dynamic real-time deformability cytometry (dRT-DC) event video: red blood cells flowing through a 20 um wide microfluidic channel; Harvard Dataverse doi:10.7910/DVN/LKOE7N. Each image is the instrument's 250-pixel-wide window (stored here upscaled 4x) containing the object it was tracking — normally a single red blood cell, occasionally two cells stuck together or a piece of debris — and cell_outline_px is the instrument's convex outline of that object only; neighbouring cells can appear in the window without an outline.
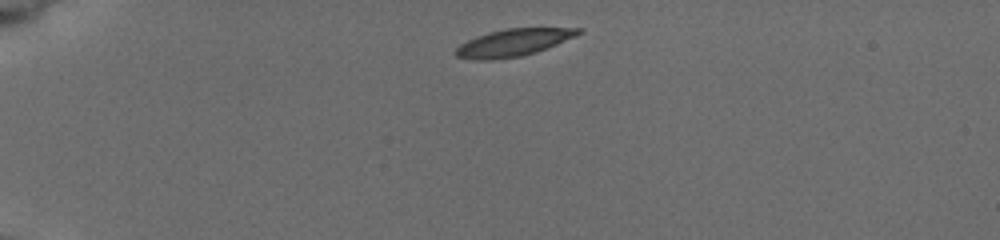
{"species": "common noctule bat (a hibernating species)", "species_latin": "Nyctalus noctula", "temperature_condition": "cold", "stored_images_in_passage": 4, "camera_frame_rate_fps": 3000, "um_per_image_px": 0.085, "animal": {"sex": "female", "body_mass_g": 19.5, "forearm_length_mm": 54.1}, "frame": {"image": 1, "passage_image": 1, "time_ms": 0.0, "image_size_px": [1000, 240], "cell_outline_px": [[584, 32], [576, 36], [536, 52], [520, 56], [492, 60], [472, 60], [456, 56], [452, 52], [460, 44], [476, 36], [488, 32], [508, 28], [584, 28]], "centroid_in_image_um": [43.61, 3.62], "position_along_channel_um": 41.4, "area_um2": 19.54}}
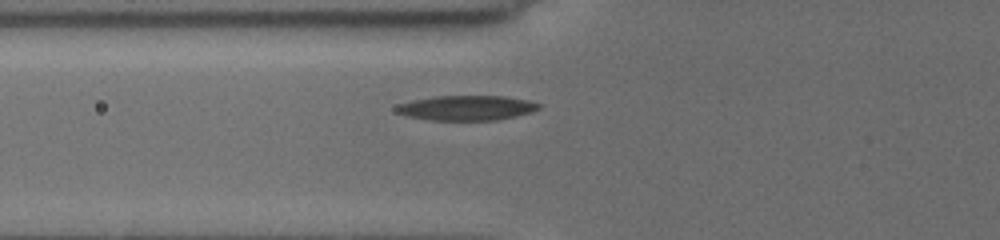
{"frame": {"image": 2, "passage_image": 4, "time_ms": 2.667, "image_size_px": [1000, 240], "cell_outline_px": [[540, 108], [532, 112], [516, 116], [496, 120], [432, 120], [408, 116], [396, 112], [396, 108], [400, 104], [412, 100], [436, 96], [504, 96], [528, 100], [540, 104]], "centroid_in_image_um": [39.69, 9.17], "position_along_channel_um": 86.1, "area_um2": 20.52}}